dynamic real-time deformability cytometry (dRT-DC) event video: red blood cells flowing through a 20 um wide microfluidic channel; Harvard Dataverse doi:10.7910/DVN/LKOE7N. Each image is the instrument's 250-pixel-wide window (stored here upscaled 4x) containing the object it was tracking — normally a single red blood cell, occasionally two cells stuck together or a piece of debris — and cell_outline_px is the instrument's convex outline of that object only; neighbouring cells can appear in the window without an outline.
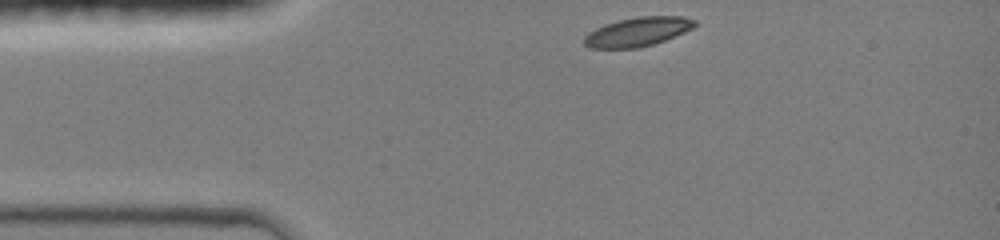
{"species": "common noctule bat (a hibernating species)", "species_latin": "Nyctalus noctula", "temperature_condition": "room temperature", "stored_images_in_passage": 32, "camera_frame_rate_fps": 3000, "um_per_image_px": 0.085, "animal": {"sex": "female", "body_mass_g": 19.0, "forearm_length_mm": 51.5}, "frame": {"image": 1, "passage_image": 1, "time_ms": 0.0, "image_size_px": [1000, 240], "cell_outline_px": [[696, 24], [692, 28], [684, 32], [664, 40], [652, 44], [636, 48], [588, 48], [584, 44], [584, 36], [588, 32], [604, 24], [620, 20], [640, 16], [680, 16], [696, 20]], "centroid_in_image_um": [54.17, 2.7], "position_along_channel_um": 30.8, "area_um2": 18.55}}
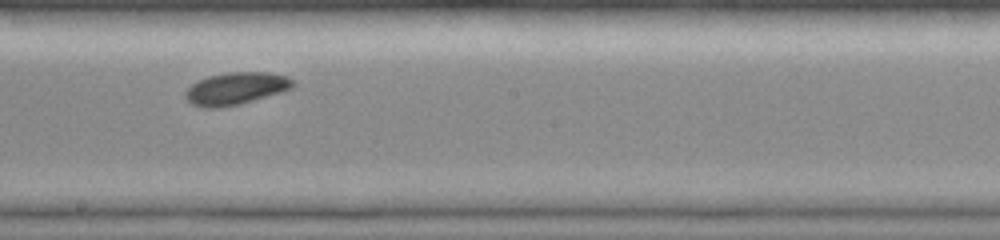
{"frame": {"image": 2, "passage_image": 18, "time_ms": 5.667, "image_size_px": [1000, 240], "cell_outline_px": [[296, 84], [292, 88], [280, 92], [240, 104], [220, 108], [204, 108], [192, 104], [184, 96], [184, 92], [192, 84], [208, 76], [228, 72], [268, 72], [288, 76]], "centroid_in_image_um": [20.05, 7.52], "position_along_channel_um": 228.2, "area_um2": 20.23}}
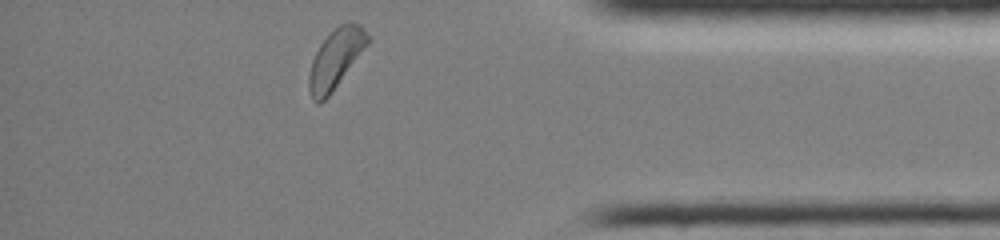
{"frame": {"image": 3, "passage_image": 32, "time_ms": 10.333, "image_size_px": [1000, 240], "cell_outline_px": [[372, 40], [332, 92], [320, 104], [316, 104], [312, 100], [308, 88], [308, 76], [312, 60], [320, 44], [340, 24], [360, 24]], "centroid_in_image_um": [28.53, 5.05], "position_along_channel_um": 406.7, "area_um2": 20.11}, "authors_computed_cell_mechanics": {"area_um2": 19.7098, "velocity_mm_per_s": 4.1505, "shape_relaxation_time_tau1_ms": 1.8623, "shape_relaxation_time_tau2_ms": 10.0291, "deformation_change_tau1": 0.0738, "deformation_change_tau2": 0.1712}}